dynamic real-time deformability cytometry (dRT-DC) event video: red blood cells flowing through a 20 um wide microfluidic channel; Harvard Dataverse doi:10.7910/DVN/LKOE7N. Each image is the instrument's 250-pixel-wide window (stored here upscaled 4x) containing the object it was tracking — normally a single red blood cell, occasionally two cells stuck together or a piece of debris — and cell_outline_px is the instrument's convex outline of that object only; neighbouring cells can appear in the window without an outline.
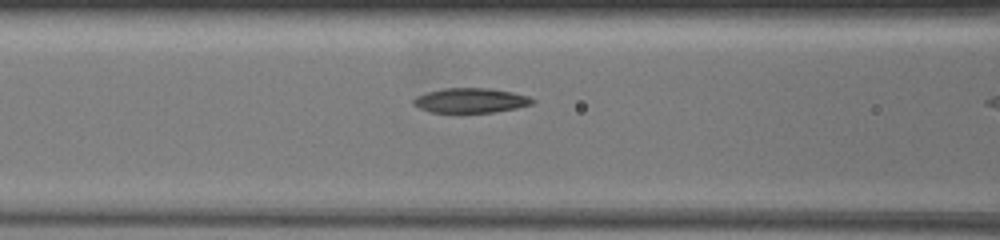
{"species": "common noctule bat (a hibernating species)", "species_latin": "Nyctalus noctula", "temperature_condition": "warm", "stored_images_in_passage": 7, "camera_frame_rate_fps": 3000, "um_per_image_px": 0.085, "animal": {"sex": "female", "body_mass_g": 19.5, "forearm_length_mm": 54.1}, "frame": {"image": 1, "passage_image": 6, "time_ms": 2.667, "image_size_px": [1000, 240], "cell_outline_px": [[536, 100], [532, 104], [516, 108], [492, 112], [428, 112], [412, 104], [412, 100], [416, 96], [428, 92], [444, 88], [488, 88], [512, 92], [528, 96]], "centroid_in_image_um": [39.99, 8.53], "position_along_channel_um": 126.6, "area_um2": 17.05}}